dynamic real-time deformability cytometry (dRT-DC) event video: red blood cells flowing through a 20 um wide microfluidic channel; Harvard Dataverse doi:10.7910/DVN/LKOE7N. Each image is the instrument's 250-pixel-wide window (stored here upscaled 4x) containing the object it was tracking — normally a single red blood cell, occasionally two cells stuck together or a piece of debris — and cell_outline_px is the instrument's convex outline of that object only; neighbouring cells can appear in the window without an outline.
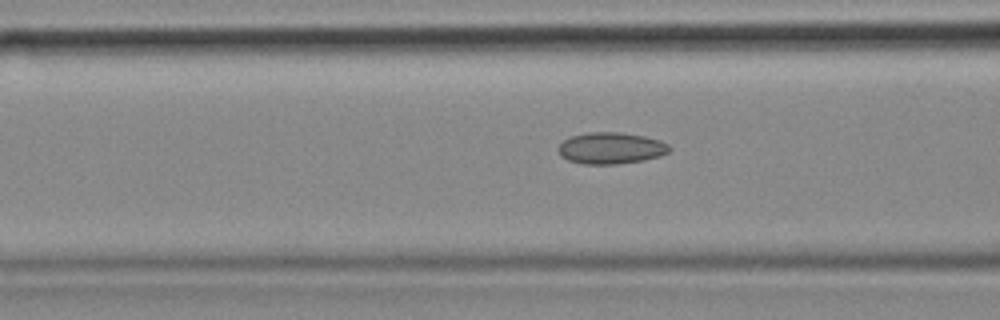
{"species": "common noctule bat (a hibernating species)", "species_latin": "Nyctalus noctula", "temperature_condition": "cold", "stored_images_in_passage": 12, "camera_frame_rate_fps": 3000, "um_per_image_px": 0.085, "animal": {"sex": "female", "body_mass_g": 18.4}, "frame": {"image": 1, "passage_image": 9, "time_ms": 2.667, "image_size_px": [1000, 320], "cell_outline_px": [[672, 148], [668, 152], [660, 156], [644, 160], [616, 164], [584, 164], [568, 160], [560, 156], [556, 148], [564, 140], [572, 136], [588, 132], [620, 132], [644, 136], [660, 140], [668, 144]], "centroid_in_image_um": [51.92, 12.59], "position_along_channel_um": 114.7, "area_um2": 20.52}}